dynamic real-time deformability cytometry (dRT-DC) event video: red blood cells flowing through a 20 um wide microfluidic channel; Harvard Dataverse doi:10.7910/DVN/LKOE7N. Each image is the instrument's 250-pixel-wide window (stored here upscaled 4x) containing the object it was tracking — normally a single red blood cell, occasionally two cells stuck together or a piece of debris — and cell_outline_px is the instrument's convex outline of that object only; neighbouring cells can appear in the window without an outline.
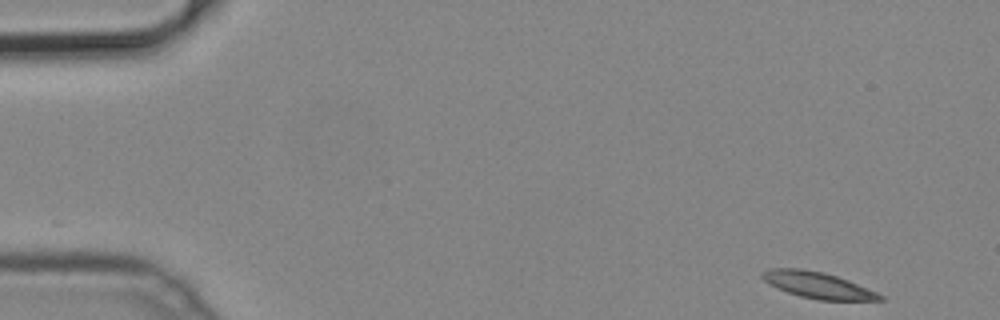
{"species": "common noctule bat (a hibernating species)", "species_latin": "Nyctalus noctula", "temperature_condition": "cold", "stored_images_in_passage": 49, "camera_frame_rate_fps": 3000, "um_per_image_px": 0.085, "animal": {"sex": "male", "body_mass_g": 19.2, "forearm_length_mm": 51.8}, "frame": {"image": 1, "passage_image": 1, "time_ms": 0.0, "image_size_px": [1000, 320], "cell_outline_px": [[884, 300], [820, 300], [800, 296], [788, 292], [768, 284], [760, 276], [760, 272], [768, 268], [800, 268], [824, 272], [848, 280], [868, 288], [884, 296]], "centroid_in_image_um": [69.47, 24.22], "position_along_channel_um": 15.5, "area_um2": 18.03}}
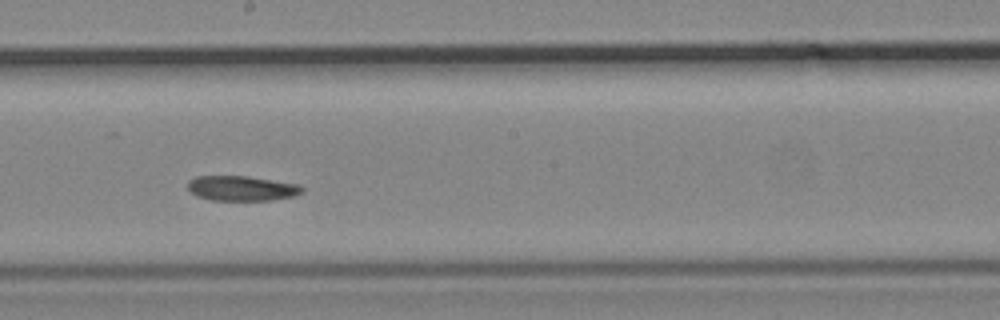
{"frame": {"image": 2, "passage_image": 26, "time_ms": 8.333, "image_size_px": [1000, 320], "cell_outline_px": [[304, 192], [296, 196], [272, 200], [208, 200], [196, 196], [188, 188], [188, 180], [196, 176], [248, 176], [300, 184], [304, 188]], "centroid_in_image_um": [20.58, 16.01], "position_along_channel_um": 227.6, "area_um2": 16.88}}
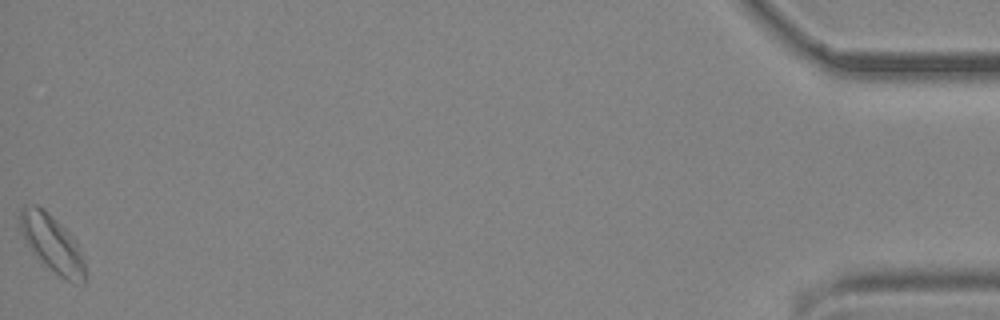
{"frame": {"image": 3, "passage_image": 49, "time_ms": 16.0, "image_size_px": [1000, 320], "cell_outline_px": [[84, 284], [68, 280], [60, 276], [32, 248], [24, 236], [20, 228], [20, 208], [32, 204], [36, 204], [44, 208], [76, 240], [80, 248], [84, 260]], "centroid_in_image_um": [4.46, 20.63], "position_along_channel_um": 430.7, "area_um2": 20.52}}